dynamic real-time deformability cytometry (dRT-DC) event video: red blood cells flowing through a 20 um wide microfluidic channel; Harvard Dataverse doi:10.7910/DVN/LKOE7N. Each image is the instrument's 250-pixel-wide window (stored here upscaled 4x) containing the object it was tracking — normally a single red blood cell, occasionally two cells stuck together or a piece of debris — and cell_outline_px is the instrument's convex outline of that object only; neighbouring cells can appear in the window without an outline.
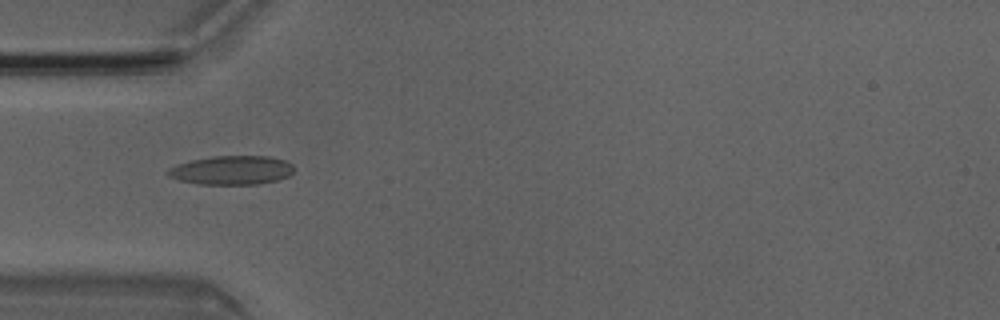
{"species": "Egyptian fruit bat (a non-hibernating species)", "species_latin": "Rousettus aegyptiacus", "temperature_condition": "room temperature", "stored_images_in_passage": 3, "camera_frame_rate_fps": 3000, "um_per_image_px": 0.085, "animal": {"sex": "male"}, "frame": {"image": 1, "passage_image": 1, "time_ms": 0.0, "image_size_px": [1000, 320], "cell_outline_px": [[292, 172], [288, 176], [276, 180], [256, 184], [196, 184], [180, 180], [168, 176], [164, 172], [168, 168], [176, 164], [192, 160], [212, 156], [268, 156], [284, 160], [292, 164]], "centroid_in_image_um": [19.63, 14.46], "position_along_channel_um": 65.4, "area_um2": 21.21}}